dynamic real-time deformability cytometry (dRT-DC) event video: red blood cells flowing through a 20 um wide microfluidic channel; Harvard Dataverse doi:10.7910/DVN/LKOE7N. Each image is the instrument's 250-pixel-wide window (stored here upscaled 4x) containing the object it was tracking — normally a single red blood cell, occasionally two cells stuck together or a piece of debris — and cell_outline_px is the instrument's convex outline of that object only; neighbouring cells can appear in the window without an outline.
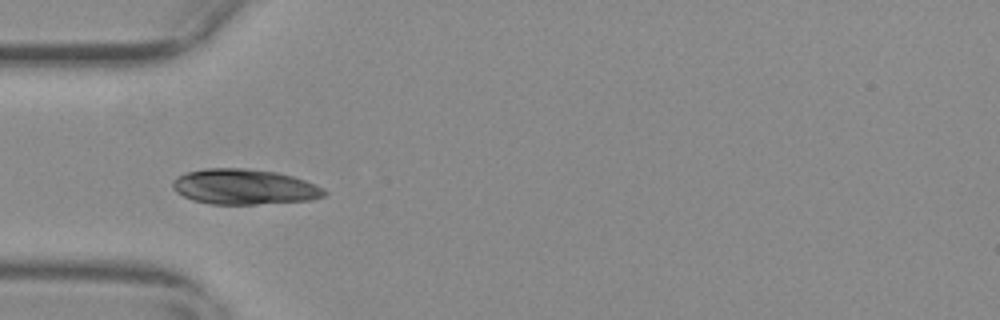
{"species": "common noctule bat (a hibernating species)", "species_latin": "Nyctalus noctula", "temperature_condition": "warm", "stored_images_in_passage": 54, "camera_frame_rate_fps": 3000, "um_per_image_px": 0.085, "animal": {"sex": "female", "body_mass_g": 29.2, "forearm_length_mm": 56.3}, "frame": {"image": 1, "passage_image": 15, "time_ms": 4.667, "image_size_px": [1000, 320], "cell_outline_px": [[328, 196], [308, 200], [256, 204], [208, 204], [192, 200], [176, 192], [172, 188], [172, 180], [176, 176], [188, 172], [204, 168], [244, 168], [276, 172], [292, 176], [316, 184], [324, 188], [328, 192]], "centroid_in_image_um": [20.76, 15.88], "position_along_channel_um": 64.2, "area_um2": 31.44}}
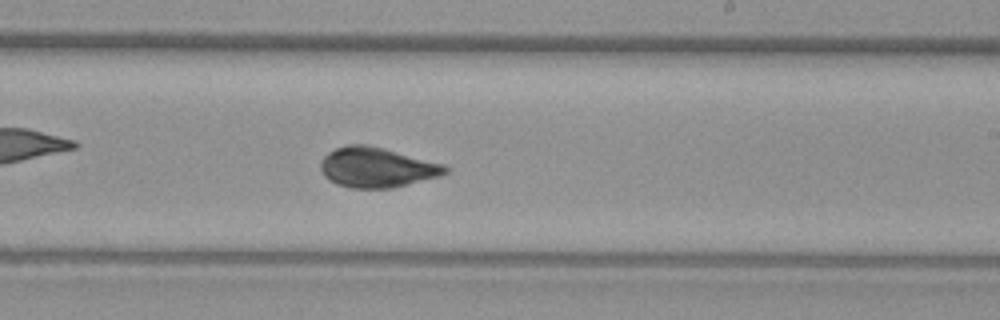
{"frame": {"image": 2, "passage_image": 31, "time_ms": 10.0, "image_size_px": [1000, 320], "cell_outline_px": [[452, 168], [448, 172], [440, 176], [392, 188], [352, 188], [336, 184], [324, 176], [320, 168], [320, 160], [328, 152], [336, 148], [348, 144], [368, 144], [384, 148], [444, 164]], "centroid_in_image_um": [32.03, 14.22], "position_along_channel_um": 257.0, "area_um2": 29.25}}
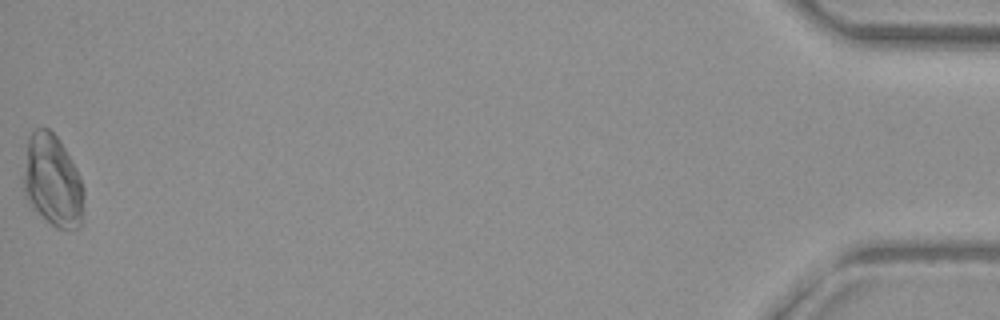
{"frame": {"image": 3, "passage_image": 54, "time_ms": 17.667, "image_size_px": [1000, 320], "cell_outline_px": [[84, 220], [76, 228], [56, 228], [32, 208], [28, 204], [20, 188], [28, 140], [32, 132], [36, 128], [48, 128], [60, 140], [76, 168], [84, 188]], "centroid_in_image_um": [4.45, 15.4], "position_along_channel_um": 430.8, "area_um2": 33.0}, "authors_computed_cell_mechanics": {"area_um2": 29.189, "velocity_mm_per_s": 3.6238, "shape_relaxation_time_tau1_ms": 10.3774, "shape_relaxation_time_tau2_ms": null, "deformation_change_tau1": 0.2942, "deformation_change_tau2": null}}